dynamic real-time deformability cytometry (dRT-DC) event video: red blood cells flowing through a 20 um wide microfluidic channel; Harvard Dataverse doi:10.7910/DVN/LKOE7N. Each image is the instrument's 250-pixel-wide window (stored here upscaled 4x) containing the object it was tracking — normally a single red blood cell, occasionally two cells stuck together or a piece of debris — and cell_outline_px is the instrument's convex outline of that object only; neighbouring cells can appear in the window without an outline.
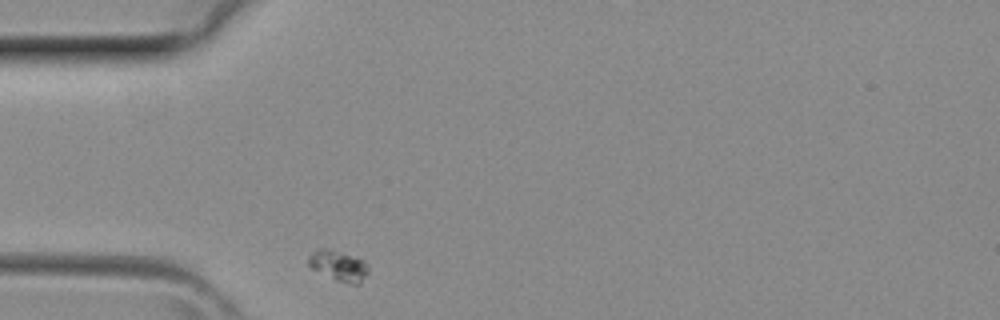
{"species": "common noctule bat (a hibernating species)", "species_latin": "Nyctalus noctula", "temperature_condition": "room temperature", "stored_images_in_passage": 5, "camera_frame_rate_fps": 3000, "um_per_image_px": 0.085, "animal": {"sex": "female", "body_mass_g": 29.2, "forearm_length_mm": 56.3}, "frame": {"image": 1, "passage_image": 5, "time_ms": 1.333, "image_size_px": [1000, 320], "cell_outline_px": [[368, 272], [360, 284], [348, 284], [336, 280], [312, 268], [308, 264], [308, 256], [316, 248], [324, 248], [364, 260], [368, 268]], "centroid_in_image_um": [28.77, 22.6], "position_along_channel_um": 56.2, "area_um2": 10.4}}